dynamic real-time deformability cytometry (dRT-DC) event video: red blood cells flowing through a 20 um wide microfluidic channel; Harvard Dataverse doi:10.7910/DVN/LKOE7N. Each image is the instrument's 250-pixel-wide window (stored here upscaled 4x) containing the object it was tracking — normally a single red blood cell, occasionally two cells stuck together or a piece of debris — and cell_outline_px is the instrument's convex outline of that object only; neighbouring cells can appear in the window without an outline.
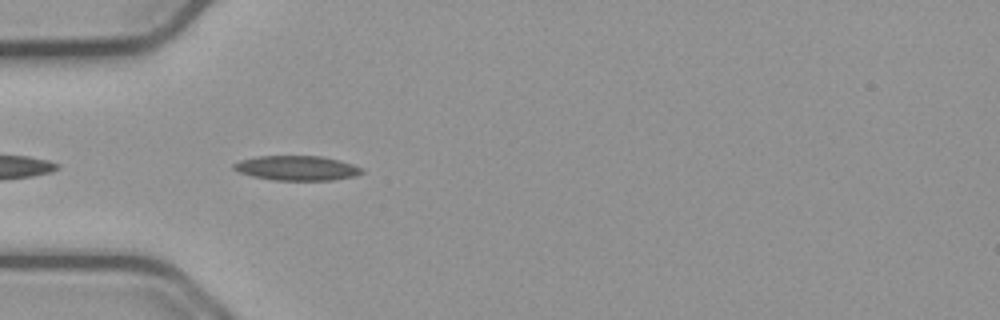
{"species": "common noctule bat (a hibernating species)", "species_latin": "Nyctalus noctula", "temperature_condition": "cold", "stored_images_in_passage": 7, "camera_frame_rate_fps": 3000, "um_per_image_px": 0.085, "animal": {"sex": "male", "body_mass_g": 23.1, "forearm_length_mm": 52.7}, "frame": {"image": 1, "passage_image": 3, "time_ms": 0.667, "image_size_px": [1000, 320], "cell_outline_px": [[364, 172], [352, 176], [332, 180], [276, 180], [252, 176], [240, 172], [232, 168], [232, 164], [240, 160], [256, 156], [320, 156], [340, 160], [364, 168]], "centroid_in_image_um": [25.22, 14.28], "position_along_channel_um": 59.8, "area_um2": 18.38}}